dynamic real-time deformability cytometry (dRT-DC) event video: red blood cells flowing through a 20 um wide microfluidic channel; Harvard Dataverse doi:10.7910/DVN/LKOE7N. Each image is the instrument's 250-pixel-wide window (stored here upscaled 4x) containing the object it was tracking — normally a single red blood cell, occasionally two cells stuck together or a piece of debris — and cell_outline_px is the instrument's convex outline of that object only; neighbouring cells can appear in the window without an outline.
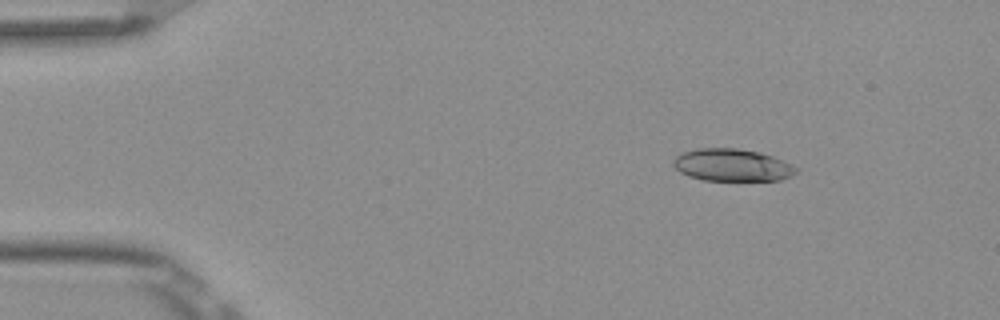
{"species": "Egyptian fruit bat (a non-hibernating species)", "species_latin": "Rousettus aegyptiacus", "temperature_condition": "room temperature", "stored_images_in_passage": 4, "camera_frame_rate_fps": 3000, "um_per_image_px": 0.085, "frame": {"image": 1, "passage_image": 2, "time_ms": 0.333, "image_size_px": [1000, 320], "cell_outline_px": [[800, 168], [796, 172], [780, 180], [704, 180], [688, 176], [680, 172], [672, 164], [672, 160], [680, 152], [696, 148], [736, 148], [760, 152], [772, 156]], "centroid_in_image_um": [62.18, 14.02], "position_along_channel_um": 22.8, "area_um2": 23.18}}